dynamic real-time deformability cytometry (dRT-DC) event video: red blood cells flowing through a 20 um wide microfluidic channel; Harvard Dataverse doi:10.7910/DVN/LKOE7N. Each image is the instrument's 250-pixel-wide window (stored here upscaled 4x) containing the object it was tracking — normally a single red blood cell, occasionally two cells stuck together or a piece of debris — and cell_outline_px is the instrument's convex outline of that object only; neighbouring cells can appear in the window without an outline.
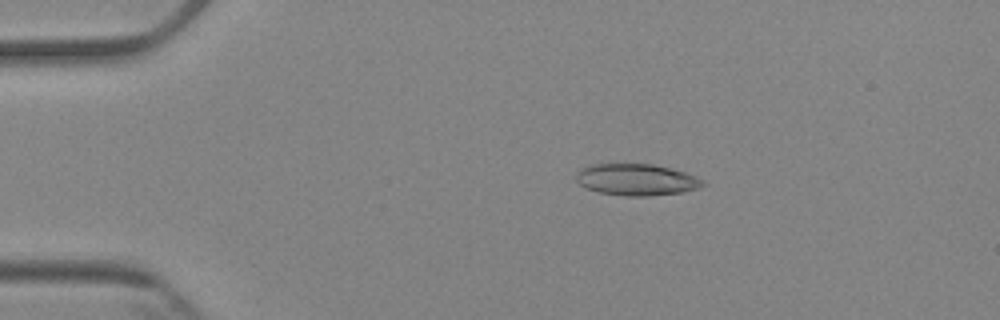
{"species": "Egyptian fruit bat (a non-hibernating species)", "species_latin": "Rousettus aegyptiacus", "temperature_condition": "cold", "stored_images_in_passage": 4, "camera_frame_rate_fps": 3000, "um_per_image_px": 0.085, "animal": {"sex": "female"}, "frame": {"image": 1, "passage_image": 3, "time_ms": 2.333, "image_size_px": [1000, 320], "cell_outline_px": [[708, 184], [700, 188], [680, 192], [648, 196], [624, 196], [596, 192], [584, 188], [576, 180], [576, 172], [580, 168], [596, 164], [652, 164], [684, 172], [696, 176], [704, 180]], "centroid_in_image_um": [54.09, 15.28], "position_along_channel_um": 30.9, "area_um2": 23.47}}